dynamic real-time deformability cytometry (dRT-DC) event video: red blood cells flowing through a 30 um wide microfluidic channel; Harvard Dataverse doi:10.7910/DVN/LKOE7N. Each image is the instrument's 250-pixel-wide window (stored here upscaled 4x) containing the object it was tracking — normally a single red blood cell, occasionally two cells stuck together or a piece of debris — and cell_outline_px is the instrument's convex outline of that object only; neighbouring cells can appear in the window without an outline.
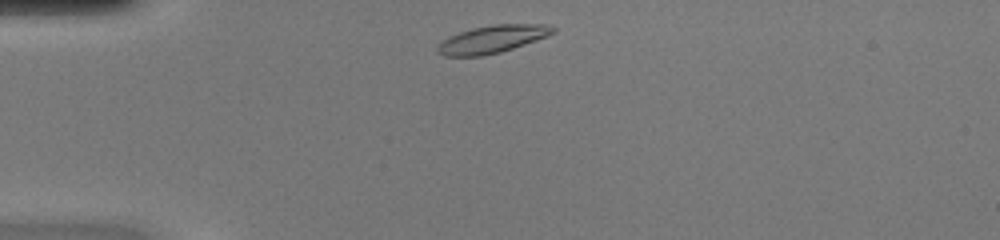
{"species": "common noctule bat (a hibernating species)", "species_latin": "Nyctalus noctula", "temperature_condition": "warm", "stored_images_in_passage": 37, "camera_frame_rate_fps": 3000, "um_per_image_px": 0.085, "animal": {"sex": "female", "body_mass_g": 20.0, "forearm_length_mm": 54.0}, "frame": {"image": 1, "passage_image": 1, "time_ms": 0.0, "image_size_px": [1000, 240], "cell_outline_px": [[556, 32], [548, 36], [500, 52], [480, 56], [444, 56], [436, 52], [436, 48], [448, 36], [472, 28], [492, 24], [548, 24], [556, 28]], "centroid_in_image_um": [41.86, 3.32], "position_along_channel_um": 43.1, "area_um2": 18.55}}
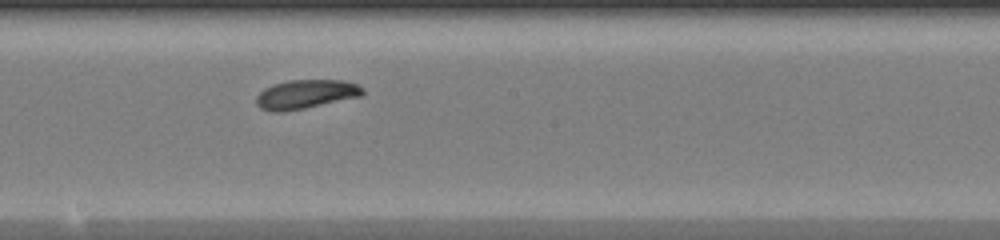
{"frame": {"image": 2, "passage_image": 16, "time_ms": 5.0, "image_size_px": [1000, 240], "cell_outline_px": [[364, 92], [360, 96], [304, 108], [284, 112], [272, 112], [260, 108], [256, 104], [256, 96], [264, 88], [272, 84], [288, 80], [344, 80], [356, 84], [364, 88]], "centroid_in_image_um": [25.95, 8.0], "position_along_channel_um": 222.3, "area_um2": 17.98}}
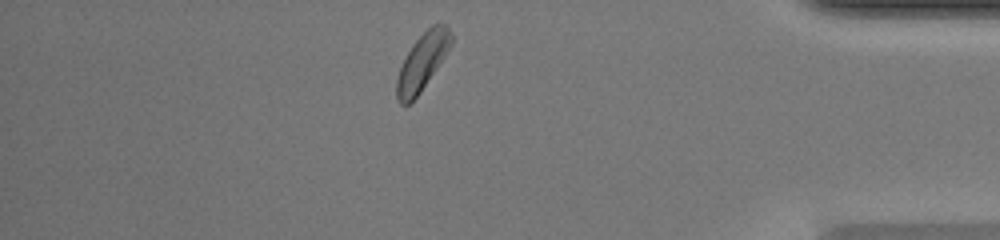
{"frame": {"image": 3, "passage_image": 31, "time_ms": 10.0, "image_size_px": [1000, 240], "cell_outline_px": [[452, 44], [420, 92], [408, 104], [400, 104], [396, 100], [396, 80], [400, 68], [412, 44], [432, 24], [444, 24], [448, 28], [452, 36]], "centroid_in_image_um": [35.88, 5.26], "position_along_channel_um": 399.3, "area_um2": 17.51}, "authors_computed_cell_mechanics": {"area_um2": 18.0336, "velocity_mm_per_s": 4.2027, "shape_relaxation_time_tau1_ms": 2.4889, "shape_relaxation_time_tau2_ms": 10.9724, "deformation_change_tau1": 0.1144, "deformation_change_tau2": 0.1661}}